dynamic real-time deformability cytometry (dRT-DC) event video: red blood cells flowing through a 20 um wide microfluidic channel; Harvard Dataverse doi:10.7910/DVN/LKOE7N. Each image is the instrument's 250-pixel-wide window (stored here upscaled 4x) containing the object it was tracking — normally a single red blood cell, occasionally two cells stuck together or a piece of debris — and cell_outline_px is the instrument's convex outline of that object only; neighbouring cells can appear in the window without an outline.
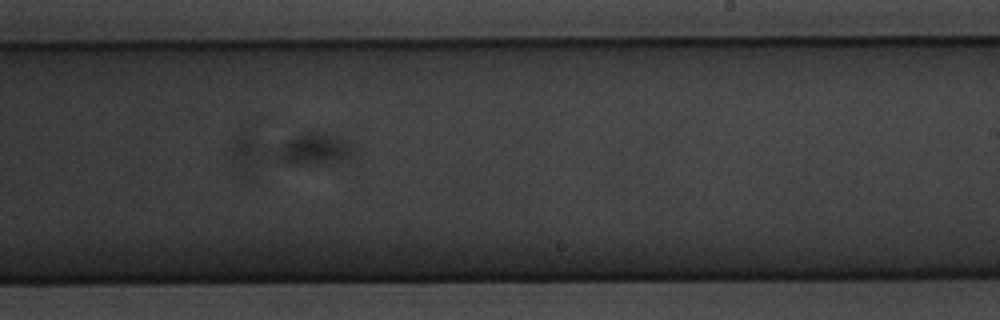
{"species": "common noctule bat (a hibernating species)", "species_latin": "Nyctalus noctula", "temperature_condition": "warm", "stored_images_in_passage": 36, "segment_of_instrument_passage": [2, 4], "camera_frame_rate_fps": 3000, "um_per_image_px": 0.085, "animal": {"sex": "male", "body_mass_g": 20.1, "forearm_length_mm": 53.5}, "frame": {"image": 1, "passage_image": 16, "time_ms": 5.0, "image_size_px": [1000, 320], "cell_outline_px": [[356, 148], [352, 156], [340, 160], [244, 180], [232, 176], [228, 160], [228, 148], [232, 136], [244, 128], [320, 132], [336, 136], [348, 140], [356, 144]], "centroid_in_image_um": [24.04, 12.86], "position_along_channel_um": 265.0, "area_um2": 33.7}}